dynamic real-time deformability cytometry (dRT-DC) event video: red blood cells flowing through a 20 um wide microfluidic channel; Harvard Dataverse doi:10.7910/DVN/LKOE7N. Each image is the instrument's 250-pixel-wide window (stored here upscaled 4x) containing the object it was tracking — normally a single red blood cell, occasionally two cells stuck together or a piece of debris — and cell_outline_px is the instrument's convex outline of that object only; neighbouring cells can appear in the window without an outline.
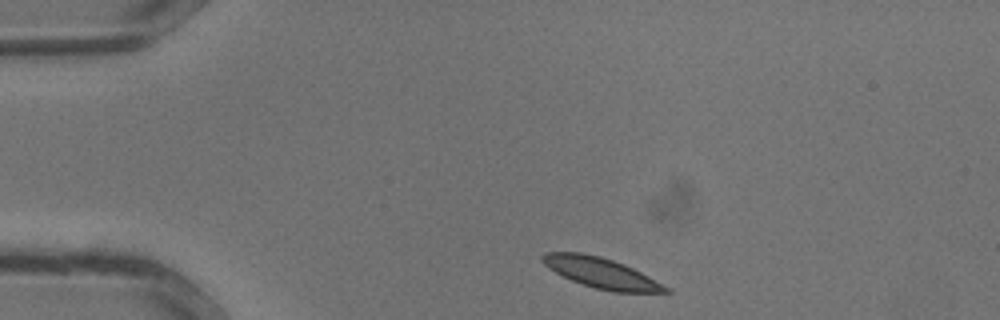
{"species": "common noctule bat (a hibernating species)", "species_latin": "Nyctalus noctula", "temperature_condition": "warm", "stored_images_in_passage": 29, "camera_frame_rate_fps": 3000, "um_per_image_px": 0.085, "animal": {"sex": "male", "body_mass_g": 13.3}, "frame": {"image": 1, "passage_image": 1, "time_ms": 0.0, "image_size_px": [1000, 320], "cell_outline_px": [[672, 292], [612, 292], [596, 288], [572, 280], [548, 268], [540, 260], [540, 256], [544, 252], [580, 252], [600, 256], [624, 264], [672, 288]], "centroid_in_image_um": [51.1, 23.19], "position_along_channel_um": 33.9, "area_um2": 21.73}}
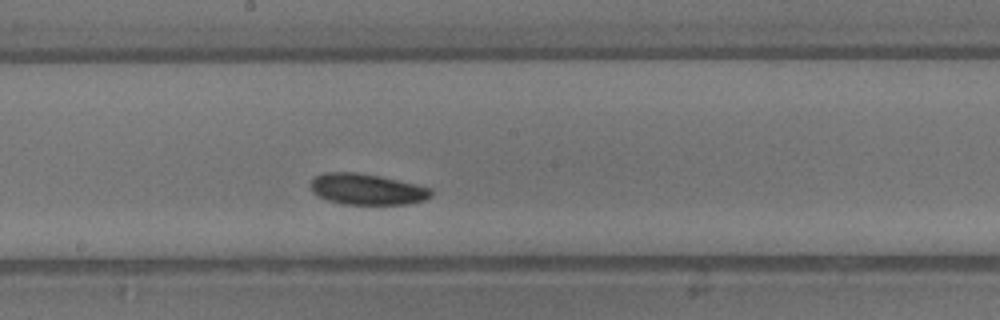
{"frame": {"image": 2, "passage_image": 13, "time_ms": 4.0, "image_size_px": [1000, 320], "cell_outline_px": [[432, 196], [424, 200], [408, 204], [344, 204], [328, 200], [316, 196], [312, 192], [312, 180], [316, 176], [324, 172], [356, 172], [380, 176], [416, 184], [432, 188]], "centroid_in_image_um": [31.2, 16.08], "position_along_channel_um": 217.0, "area_um2": 21.79}}
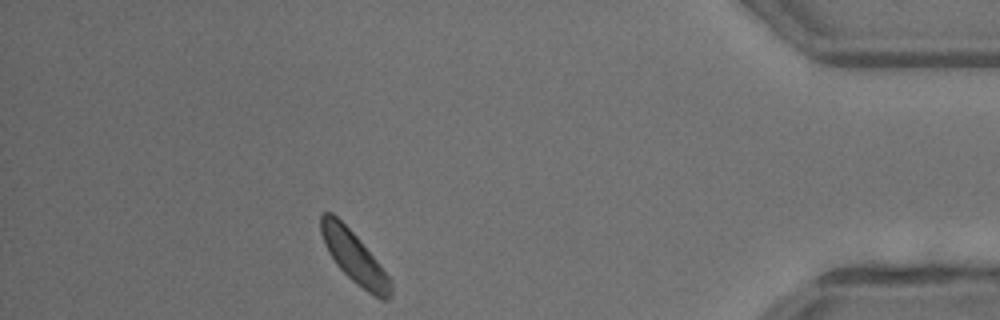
{"frame": {"image": 3, "passage_image": 25, "time_ms": 8.0, "image_size_px": [1000, 320], "cell_outline_px": [[392, 296], [388, 300], [380, 300], [356, 284], [336, 264], [328, 252], [324, 244], [320, 232], [320, 216], [324, 212], [332, 212], [356, 236], [376, 260], [392, 280]], "centroid_in_image_um": [30.11, 21.89], "position_along_channel_um": 405.1, "area_um2": 20.81}}